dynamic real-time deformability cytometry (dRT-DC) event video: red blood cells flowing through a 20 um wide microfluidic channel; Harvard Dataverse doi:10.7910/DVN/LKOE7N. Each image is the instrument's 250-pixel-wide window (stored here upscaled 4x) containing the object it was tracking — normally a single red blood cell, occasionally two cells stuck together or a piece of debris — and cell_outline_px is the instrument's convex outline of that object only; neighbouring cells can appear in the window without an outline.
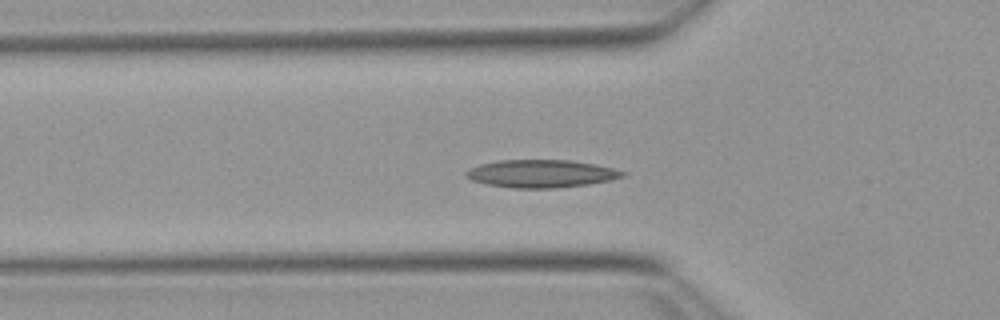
{"species": "Egyptian fruit bat (a non-hibernating species)", "species_latin": "Rousettus aegyptiacus", "temperature_condition": "warm", "stored_images_in_passage": 43, "camera_frame_rate_fps": 3000, "um_per_image_px": 0.085, "animal": {"sex": "female"}, "frame": {"image": 1, "passage_image": 6, "time_ms": 1.667, "image_size_px": [1000, 320], "cell_outline_px": [[628, 172], [624, 176], [612, 180], [588, 184], [556, 188], [512, 188], [488, 184], [472, 180], [464, 176], [464, 172], [468, 168], [480, 164], [500, 160], [572, 160], [612, 168]], "centroid_in_image_um": [45.98, 14.76], "position_along_channel_um": 79.8, "area_um2": 25.37}}
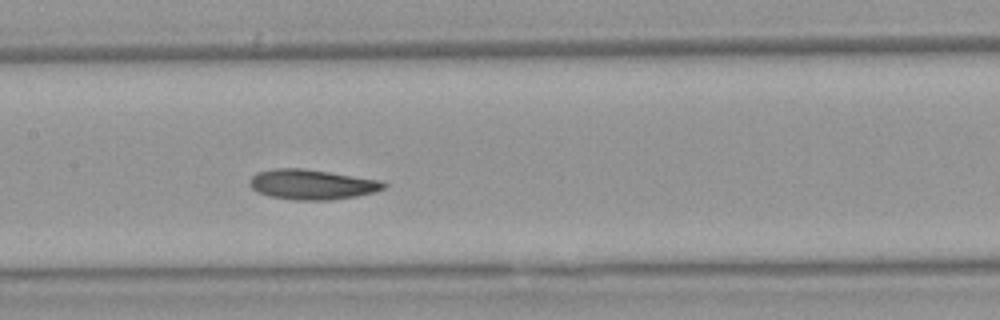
{"frame": {"image": 2, "passage_image": 14, "time_ms": 4.333, "image_size_px": [1000, 320], "cell_outline_px": [[388, 184], [384, 188], [376, 192], [356, 196], [328, 200], [296, 200], [268, 196], [252, 188], [248, 184], [248, 180], [256, 172], [276, 168], [304, 168], [384, 180]], "centroid_in_image_um": [26.54, 15.67], "position_along_channel_um": 180.9, "area_um2": 23.76}}
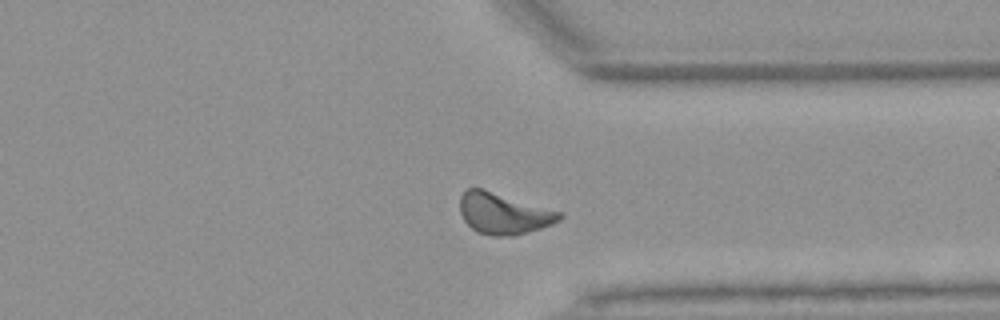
{"frame": {"image": 3, "passage_image": 29, "time_ms": 9.333, "image_size_px": [1000, 320], "cell_outline_px": [[564, 216], [560, 220], [552, 224], [540, 228], [512, 236], [492, 236], [476, 232], [464, 220], [460, 212], [460, 196], [468, 188], [480, 188], [560, 212]], "centroid_in_image_um": [42.77, 18.16], "position_along_channel_um": 368.6, "area_um2": 23.47}, "authors_computed_cell_mechanics": {"area_um2": 23.0044, "velocity_mm_per_s": 3.7793, "shape_relaxation_time_tau1_ms": null, "shape_relaxation_time_tau2_ms": 10.6092, "deformation_change_tau1": null, "deformation_change_tau2": 0.1906}}